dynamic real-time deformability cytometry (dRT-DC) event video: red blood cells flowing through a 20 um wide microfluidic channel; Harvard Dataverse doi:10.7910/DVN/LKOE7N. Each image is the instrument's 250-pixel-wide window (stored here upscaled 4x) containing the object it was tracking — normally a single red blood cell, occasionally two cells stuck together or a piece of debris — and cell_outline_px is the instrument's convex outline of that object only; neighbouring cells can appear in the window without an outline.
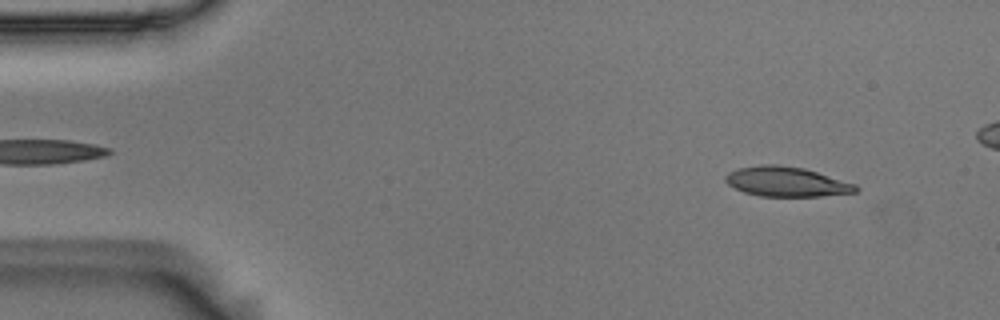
{"species": "Egyptian fruit bat (a non-hibernating species)", "species_latin": "Rousettus aegyptiacus", "temperature_condition": "room temperature", "stored_images_in_passage": 49, "camera_frame_rate_fps": 3000, "um_per_image_px": 0.085, "animal": {"sex": "male"}, "frame": {"image": 1, "passage_image": 4, "time_ms": 1.0, "image_size_px": [1000, 320], "cell_outline_px": [[860, 188], [856, 192], [820, 196], [760, 196], [744, 192], [728, 184], [724, 180], [724, 176], [728, 172], [740, 168], [760, 164], [780, 164], [804, 168], [856, 184]], "centroid_in_image_um": [66.84, 15.43], "position_along_channel_um": 18.2, "area_um2": 22.6}}
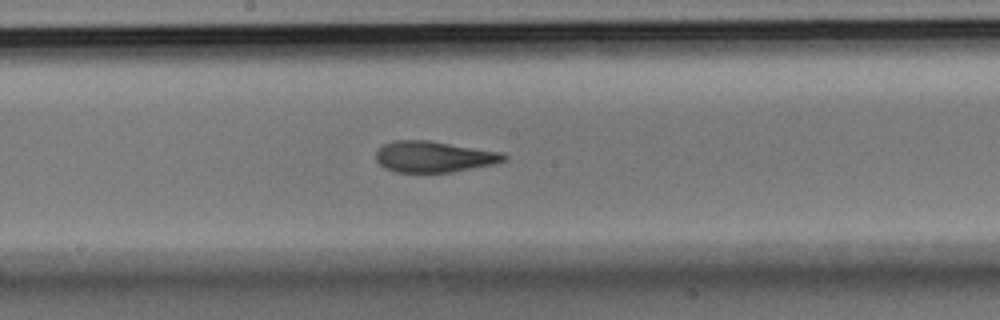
{"frame": {"image": 2, "passage_image": 27, "time_ms": 8.667, "image_size_px": [1000, 320], "cell_outline_px": [[508, 160], [496, 164], [452, 172], [396, 172], [384, 168], [376, 160], [376, 152], [384, 144], [396, 140], [428, 140], [500, 152], [508, 156]], "centroid_in_image_um": [36.9, 13.33], "position_along_channel_um": 211.3, "area_um2": 23.18}}
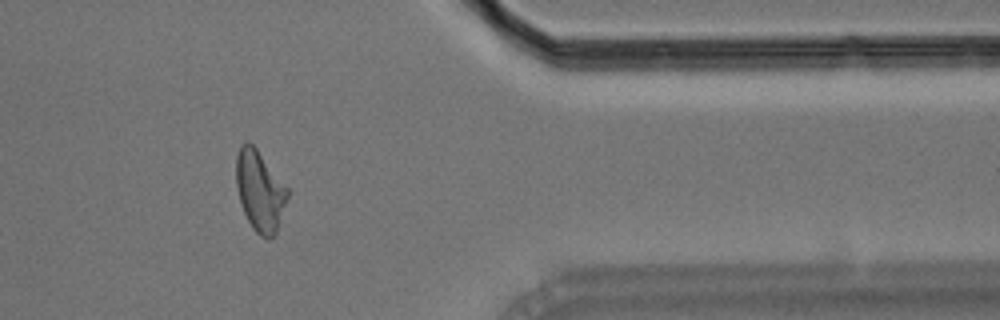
{"frame": {"image": 3, "passage_image": 43, "time_ms": 14.0, "image_size_px": [1000, 320], "cell_outline_px": [[288, 196], [276, 232], [268, 240], [260, 236], [252, 228], [244, 212], [236, 188], [236, 156], [240, 144], [248, 140], [256, 148], [288, 188]], "centroid_in_image_um": [22.07, 16.21], "position_along_channel_um": 389.3, "area_um2": 23.93}}